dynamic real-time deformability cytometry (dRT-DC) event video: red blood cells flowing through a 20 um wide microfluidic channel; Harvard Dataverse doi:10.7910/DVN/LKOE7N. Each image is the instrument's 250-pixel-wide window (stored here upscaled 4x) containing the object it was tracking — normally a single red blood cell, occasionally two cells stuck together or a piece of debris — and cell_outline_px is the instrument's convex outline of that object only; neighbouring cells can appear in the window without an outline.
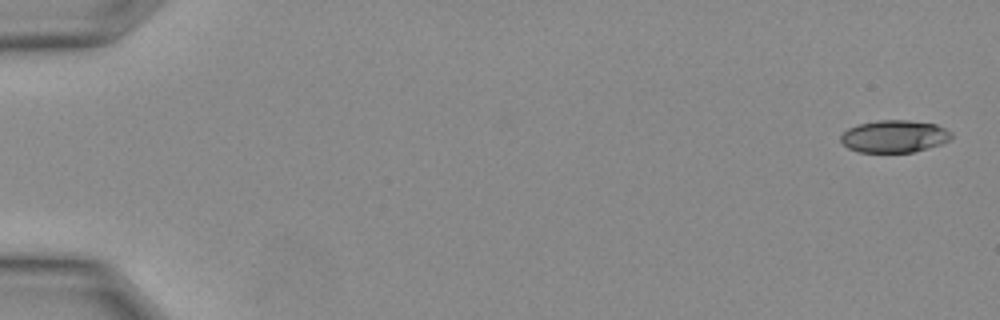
{"species": "Egyptian fruit bat (a non-hibernating species)", "species_latin": "Rousettus aegyptiacus", "temperature_condition": "warm", "stored_images_in_passage": 28, "camera_frame_rate_fps": 3000, "um_per_image_px": 0.085, "animal": {"sex": "female"}, "frame": {"image": 1, "passage_image": 1, "time_ms": 0.0, "image_size_px": [1000, 320], "cell_outline_px": [[952, 136], [948, 140], [940, 144], [912, 152], [860, 152], [848, 148], [840, 140], [840, 136], [848, 128], [860, 124], [880, 120], [908, 120], [936, 124], [952, 132]], "centroid_in_image_um": [76.01, 11.58], "position_along_channel_um": 9.0, "area_um2": 20.63}}